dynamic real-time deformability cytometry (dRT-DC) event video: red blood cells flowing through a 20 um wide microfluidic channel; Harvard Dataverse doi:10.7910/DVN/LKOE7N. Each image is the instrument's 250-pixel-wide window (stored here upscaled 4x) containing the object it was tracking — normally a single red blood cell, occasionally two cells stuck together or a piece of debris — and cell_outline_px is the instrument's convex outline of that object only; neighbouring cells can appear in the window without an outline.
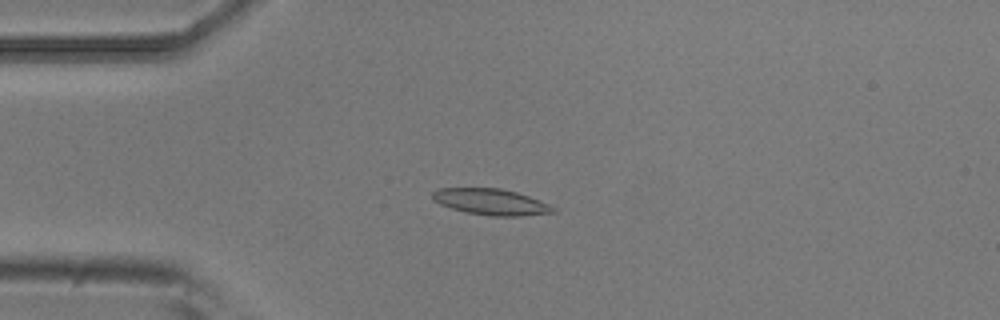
{"species": "common noctule bat (a hibernating species)", "species_latin": "Nyctalus noctula", "temperature_condition": "room temperature", "stored_images_in_passage": 6, "camera_frame_rate_fps": 3000, "um_per_image_px": 0.085, "animal": {"sex": "male", "body_mass_g": 20.5, "forearm_length_mm": 52.5}, "frame": {"image": 1, "passage_image": 4, "time_ms": 1.0, "image_size_px": [1000, 320], "cell_outline_px": [[556, 212], [520, 216], [492, 216], [464, 212], [440, 204], [432, 200], [432, 192], [440, 188], [500, 188], [516, 192], [528, 196], [548, 204], [556, 208]], "centroid_in_image_um": [41.71, 17.16], "position_along_channel_um": 43.3, "area_um2": 18.32}}
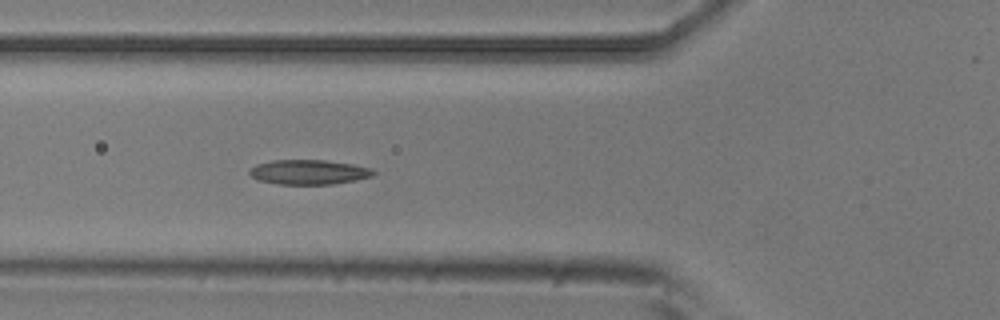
{"frame": {"image": 2, "passage_image": 6, "time_ms": 1.667, "image_size_px": [1000, 320], "cell_outline_px": [[376, 172], [372, 176], [356, 180], [332, 184], [280, 184], [260, 180], [252, 176], [248, 172], [256, 164], [272, 160], [324, 160], [352, 164], [372, 168]], "centroid_in_image_um": [26.27, 14.62], "position_along_channel_um": 99.5, "area_um2": 17.69}}